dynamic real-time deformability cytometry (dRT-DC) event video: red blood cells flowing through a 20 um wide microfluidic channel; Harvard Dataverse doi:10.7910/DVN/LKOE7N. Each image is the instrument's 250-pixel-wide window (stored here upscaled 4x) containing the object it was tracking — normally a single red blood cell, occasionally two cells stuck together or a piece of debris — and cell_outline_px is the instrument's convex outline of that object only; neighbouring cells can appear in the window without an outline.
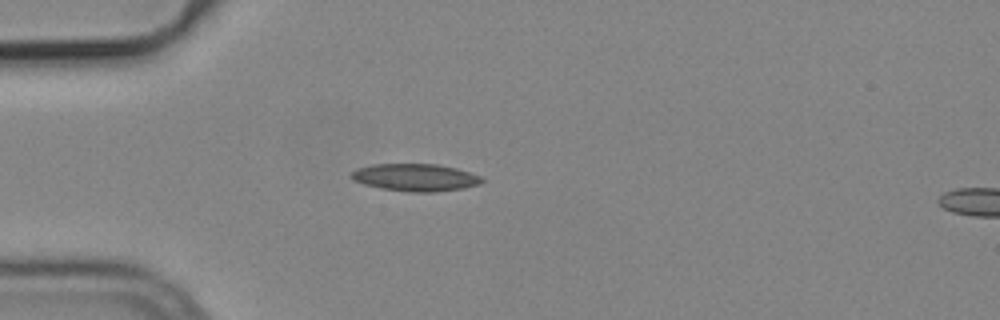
{"species": "common noctule bat (a hibernating species)", "species_latin": "Nyctalus noctula", "temperature_condition": "cold", "stored_images_in_passage": 2, "segment_of_instrument_passage": [1, 2], "camera_frame_rate_fps": 3000, "um_per_image_px": 0.085, "animal": {"sex": "male", "body_mass_g": 19.2, "forearm_length_mm": 51.8}, "frame": {"image": 1, "passage_image": 1, "time_ms": 0.0, "image_size_px": [1000, 320], "cell_outline_px": [[484, 180], [480, 184], [464, 188], [436, 192], [412, 192], [380, 188], [364, 184], [352, 180], [348, 176], [356, 168], [372, 164], [436, 164], [456, 168], [480, 176]], "centroid_in_image_um": [35.27, 15.08], "position_along_channel_um": 49.7, "area_um2": 20.92}}